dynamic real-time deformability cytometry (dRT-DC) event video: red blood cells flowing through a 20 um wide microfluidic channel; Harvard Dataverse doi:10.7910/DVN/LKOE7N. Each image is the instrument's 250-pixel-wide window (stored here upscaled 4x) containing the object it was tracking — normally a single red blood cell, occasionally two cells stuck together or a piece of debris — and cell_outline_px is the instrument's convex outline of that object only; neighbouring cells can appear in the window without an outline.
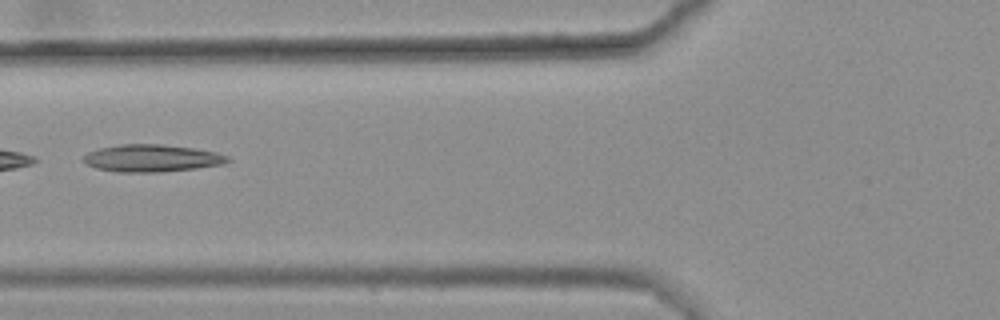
{"species": "common noctule bat (a hibernating species)", "species_latin": "Nyctalus noctula", "temperature_condition": "warm", "stored_images_in_passage": 6, "camera_frame_rate_fps": 3000, "um_per_image_px": 0.085, "animal": {"sex": "female", "body_mass_g": 25.1}, "frame": {"image": 1, "passage_image": 6, "time_ms": 1.667, "image_size_px": [1000, 320], "cell_outline_px": [[232, 160], [224, 164], [196, 168], [160, 172], [116, 172], [96, 168], [88, 164], [84, 160], [84, 156], [88, 152], [100, 148], [120, 144], [164, 144], [196, 148], [216, 152], [228, 156]], "centroid_in_image_um": [12.95, 13.44], "position_along_channel_um": 112.9, "area_um2": 23.0}}